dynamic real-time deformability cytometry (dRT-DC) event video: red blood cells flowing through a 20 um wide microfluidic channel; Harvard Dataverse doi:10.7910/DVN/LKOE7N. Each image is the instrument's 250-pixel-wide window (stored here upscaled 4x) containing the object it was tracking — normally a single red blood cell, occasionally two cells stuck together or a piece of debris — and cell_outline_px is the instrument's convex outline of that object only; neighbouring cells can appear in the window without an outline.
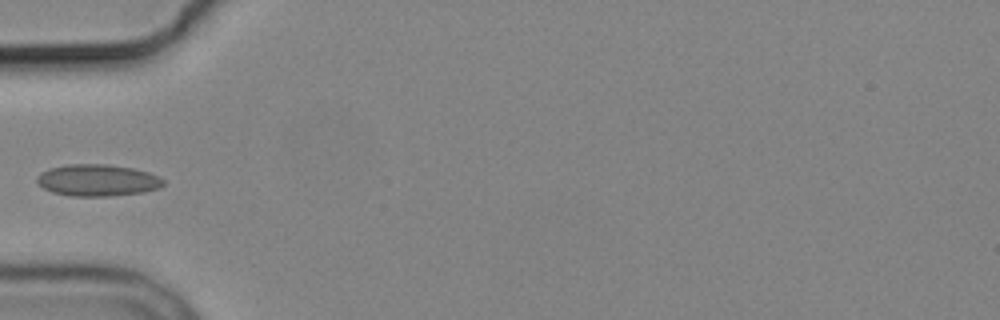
{"species": "common noctule bat (a hibernating species)", "species_latin": "Nyctalus noctula", "temperature_condition": "cold", "stored_images_in_passage": 6, "camera_frame_rate_fps": 3000, "um_per_image_px": 0.085, "animal": {"sex": "male", "body_mass_g": 19.2, "forearm_length_mm": 51.8}, "frame": {"image": 1, "passage_image": 5, "time_ms": 4.667, "image_size_px": [1000, 320], "cell_outline_px": [[164, 184], [160, 188], [144, 192], [108, 196], [72, 196], [52, 192], [44, 188], [36, 180], [36, 176], [40, 172], [52, 168], [68, 164], [104, 164], [132, 168], [148, 172], [164, 180]], "centroid_in_image_um": [8.28, 15.32], "position_along_channel_um": 76.7, "area_um2": 23.24}}
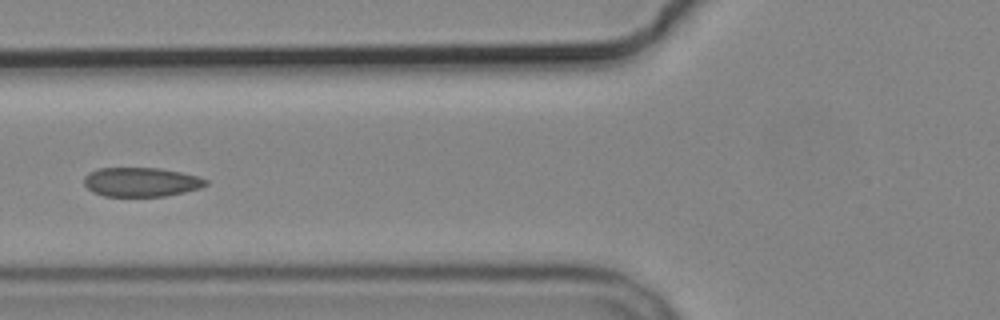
{"frame": {"image": 2, "passage_image": 6, "time_ms": 5.667, "image_size_px": [1000, 320], "cell_outline_px": [[208, 184], [200, 188], [184, 192], [164, 196], [104, 196], [92, 192], [84, 184], [84, 176], [88, 172], [100, 168], [160, 168], [200, 176], [208, 180]], "centroid_in_image_um": [12.0, 15.47], "position_along_channel_um": 113.8, "area_um2": 20.81}}